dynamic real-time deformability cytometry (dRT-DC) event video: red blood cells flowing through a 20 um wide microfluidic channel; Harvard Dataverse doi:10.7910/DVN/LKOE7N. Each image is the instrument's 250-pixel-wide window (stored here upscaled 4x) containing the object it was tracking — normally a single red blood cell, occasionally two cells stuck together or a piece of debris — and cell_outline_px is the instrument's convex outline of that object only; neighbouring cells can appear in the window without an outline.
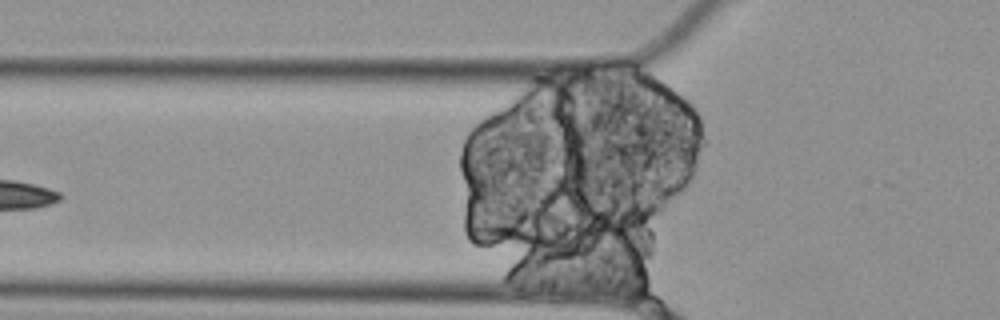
{"species": "Egyptian fruit bat (a non-hibernating species)", "species_latin": "Rousettus aegyptiacus", "temperature_condition": "cold", "stored_images_in_passage": 11, "camera_frame_rate_fps": 3000, "um_per_image_px": 0.085, "animal": {"sex": "female"}, "frame": {"image": 1, "passage_image": 4, "time_ms": 1.0, "image_size_px": [1000, 320], "cell_outline_px": [[592, 84], [572, 100], [564, 104], [540, 96], [532, 80], [532, 76], [560, 64], [564, 64], [592, 72]], "centroid_in_image_um": [47.79, 7.04], "position_along_channel_um": 78.0, "area_um2": 11.85}}
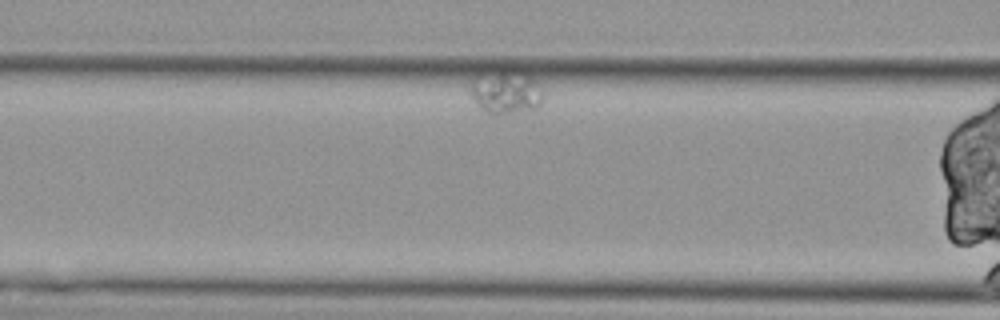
{"frame": {"image": 2, "passage_image": 7, "time_ms": 2.0, "image_size_px": [1000, 320], "cell_outline_px": [[544, 100], [536, 108], [500, 116], [492, 116], [480, 108], [476, 104], [468, 92], [468, 84], [476, 76], [504, 68], [524, 72], [540, 88], [544, 96]], "centroid_in_image_um": [42.93, 7.84], "position_along_channel_um": 123.7, "area_um2": 19.07}}
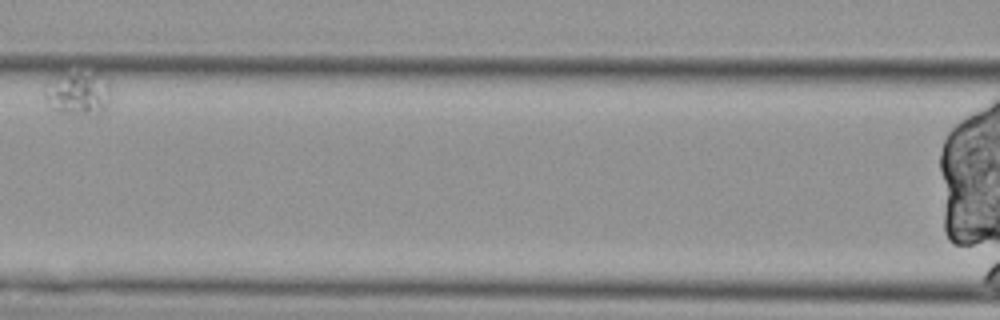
{"frame": {"image": 3, "passage_image": 9, "time_ms": 2.667, "image_size_px": [1000, 320], "cell_outline_px": [[112, 88], [108, 104], [96, 116], [84, 116], [56, 112], [52, 108], [44, 96], [44, 92], [48, 80], [56, 76], [96, 72], [108, 80]], "centroid_in_image_um": [6.67, 7.98], "position_along_channel_um": 159.9, "area_um2": 17.11}}